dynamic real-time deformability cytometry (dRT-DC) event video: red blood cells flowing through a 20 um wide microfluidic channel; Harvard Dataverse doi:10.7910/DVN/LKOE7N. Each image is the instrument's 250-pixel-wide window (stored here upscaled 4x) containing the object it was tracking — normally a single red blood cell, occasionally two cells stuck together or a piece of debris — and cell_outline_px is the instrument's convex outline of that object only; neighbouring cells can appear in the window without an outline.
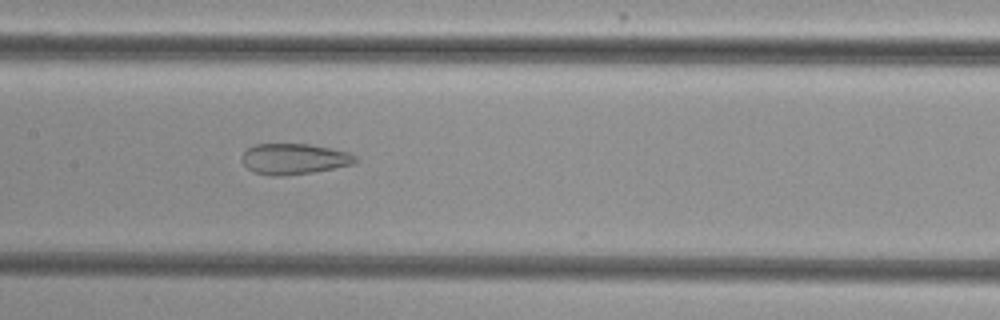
{"species": "common noctule bat (a hibernating species)", "species_latin": "Nyctalus noctula", "temperature_condition": "cold", "stored_images_in_passage": 43, "camera_frame_rate_fps": 3000, "um_per_image_px": 0.085, "animal": {"sex": "female", "body_mass_g": 29.2, "forearm_length_mm": 56.3}, "frame": {"image": 1, "passage_image": 16, "time_ms": 5.0, "image_size_px": [1000, 320], "cell_outline_px": [[360, 160], [356, 164], [312, 172], [284, 176], [272, 176], [252, 172], [244, 164], [244, 152], [248, 148], [256, 144], [308, 144], [332, 148], [352, 152]], "centroid_in_image_um": [25.08, 13.51], "position_along_channel_um": 182.3, "area_um2": 20.52}}
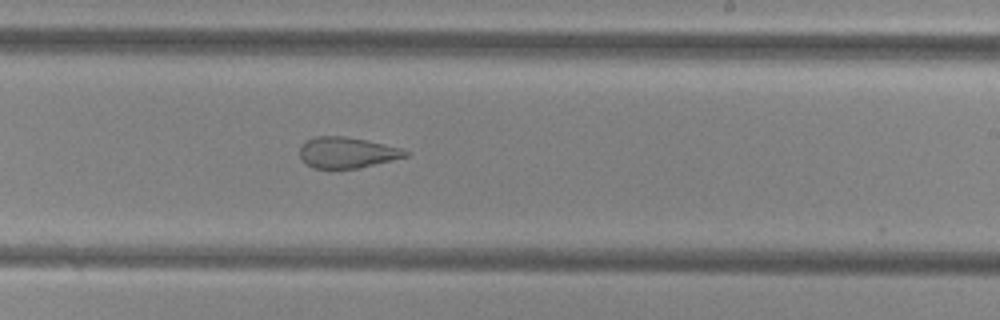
{"frame": {"image": 2, "passage_image": 22, "time_ms": 7.0, "image_size_px": [1000, 320], "cell_outline_px": [[412, 152], [408, 156], [360, 168], [312, 168], [300, 160], [300, 144], [304, 140], [316, 136], [344, 136], [404, 148]], "centroid_in_image_um": [29.48, 12.96], "position_along_channel_um": 259.5, "area_um2": 19.31}}
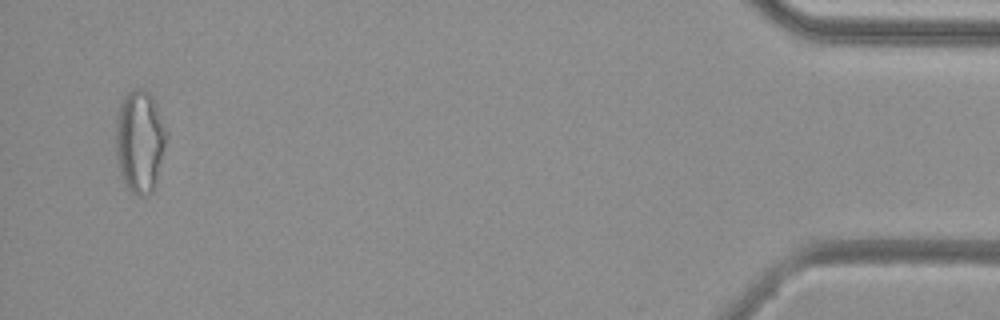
{"frame": {"image": 3, "passage_image": 41, "time_ms": 13.333, "image_size_px": [1000, 320], "cell_outline_px": [[168, 136], [156, 188], [148, 196], [136, 196], [124, 184], [120, 176], [116, 156], [116, 124], [120, 108], [124, 96], [128, 92], [136, 88], [144, 88], [152, 96], [156, 104], [168, 132]], "centroid_in_image_um": [11.91, 12.07], "position_along_channel_um": 423.3, "area_um2": 30.87}, "authors_computed_cell_mechanics": {"area_um2": 24.4494, "velocity_mm_per_s": 3.8697, "shape_relaxation_time_tau1_ms": null, "shape_relaxation_time_tau2_ms": 1.6369, "deformation_change_tau1": null, "deformation_change_tau2": 0.1007}}